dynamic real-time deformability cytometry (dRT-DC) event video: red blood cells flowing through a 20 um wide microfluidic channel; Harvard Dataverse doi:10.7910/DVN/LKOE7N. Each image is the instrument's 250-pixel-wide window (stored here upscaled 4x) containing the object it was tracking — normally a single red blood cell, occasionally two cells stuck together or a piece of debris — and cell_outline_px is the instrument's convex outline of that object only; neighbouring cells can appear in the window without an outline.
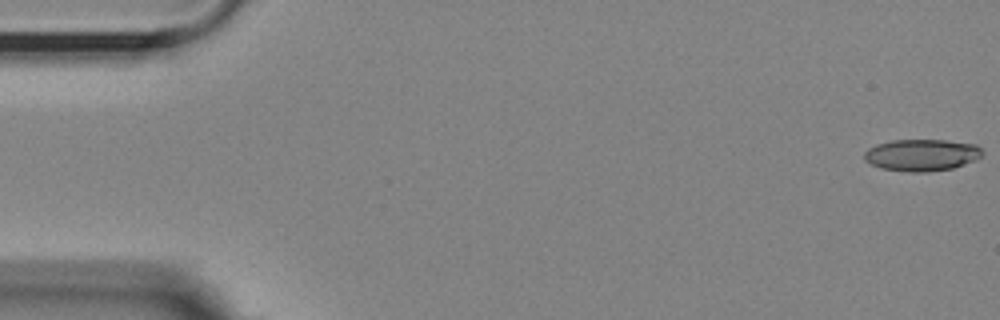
{"species": "Egyptian fruit bat (a non-hibernating species)", "species_latin": "Rousettus aegyptiacus", "temperature_condition": "room temperature", "stored_images_in_passage": 17, "camera_frame_rate_fps": 3000, "um_per_image_px": 0.085, "animal": {"sex": "female"}, "frame": {"image": 1, "passage_image": 1, "time_ms": 0.0, "image_size_px": [1000, 320], "cell_outline_px": [[984, 152], [976, 160], [952, 168], [924, 172], [908, 172], [880, 168], [864, 160], [864, 152], [868, 148], [876, 144], [892, 140], [944, 140], [976, 144]], "centroid_in_image_um": [78.33, 13.17], "position_along_channel_um": 6.7, "area_um2": 21.91}}
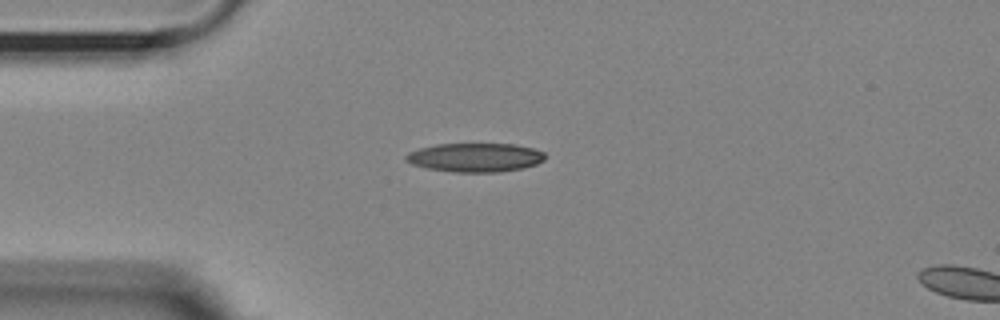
{"frame": {"image": 2, "passage_image": 14, "time_ms": 4.333, "image_size_px": [1000, 320], "cell_outline_px": [[544, 160], [536, 164], [524, 168], [500, 172], [456, 172], [428, 168], [412, 164], [404, 160], [404, 156], [408, 152], [420, 148], [436, 144], [516, 144], [532, 148], [544, 152]], "centroid_in_image_um": [40.38, 13.38], "position_along_channel_um": 44.6, "area_um2": 23.41}}